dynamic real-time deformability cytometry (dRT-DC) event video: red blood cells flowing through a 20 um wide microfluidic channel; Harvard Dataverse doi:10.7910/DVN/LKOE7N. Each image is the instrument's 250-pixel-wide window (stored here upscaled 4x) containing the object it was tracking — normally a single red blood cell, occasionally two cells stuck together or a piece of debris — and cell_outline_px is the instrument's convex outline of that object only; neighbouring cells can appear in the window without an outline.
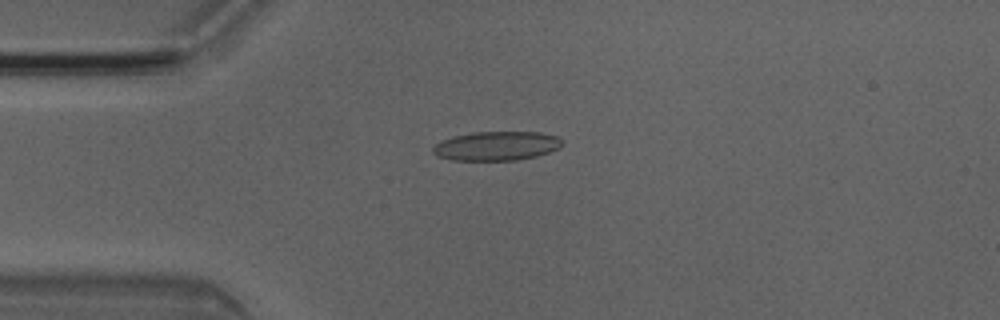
{"species": "Egyptian fruit bat (a non-hibernating species)", "species_latin": "Rousettus aegyptiacus", "temperature_condition": "room temperature", "stored_images_in_passage": 50, "camera_frame_rate_fps": 3000, "um_per_image_px": 0.085, "animal": {"sex": "male"}, "frame": {"image": 1, "passage_image": 12, "time_ms": 3.667, "image_size_px": [1000, 320], "cell_outline_px": [[564, 144], [560, 148], [536, 156], [516, 160], [452, 160], [440, 156], [432, 152], [432, 148], [440, 140], [452, 136], [472, 132], [540, 132], [556, 136], [564, 140]], "centroid_in_image_um": [42.22, 12.39], "position_along_channel_um": 42.8, "area_um2": 22.02}}
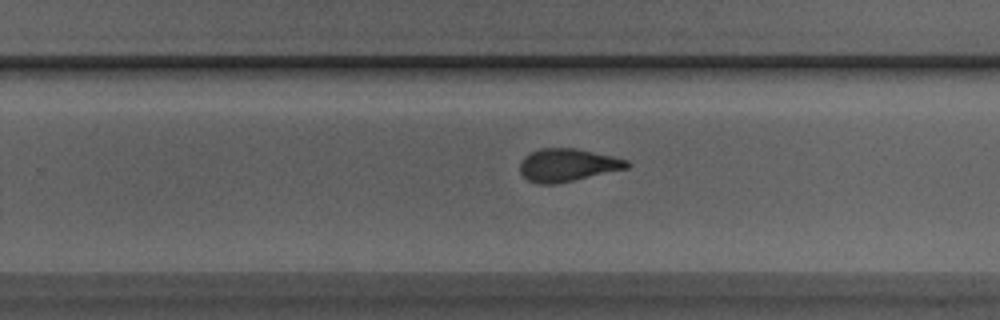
{"frame": {"image": 2, "passage_image": 31, "time_ms": 10.0, "image_size_px": [1000, 320], "cell_outline_px": [[632, 164], [628, 168], [556, 184], [540, 184], [528, 180], [520, 172], [520, 164], [524, 156], [528, 152], [540, 148], [576, 148], [612, 156], [628, 160]], "centroid_in_image_um": [48.23, 14.02], "position_along_channel_um": 281.6, "area_um2": 20.52}}
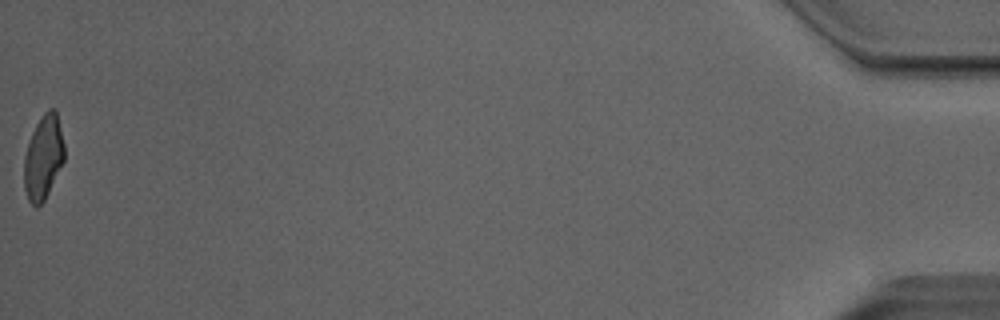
{"frame": {"image": 3, "passage_image": 50, "time_ms": 16.333, "image_size_px": [1000, 320], "cell_outline_px": [[64, 160], [44, 200], [36, 208], [28, 200], [24, 188], [24, 156], [28, 140], [36, 124], [44, 112], [48, 108], [56, 108], [64, 144]], "centroid_in_image_um": [3.67, 13.34], "position_along_channel_um": 431.5, "area_um2": 19.77}, "authors_computed_cell_mechanics": {"area_um2": 20.9236, "velocity_mm_per_s": 4.0612, "shape_relaxation_time_tau1_ms": 9.7008, "shape_relaxation_time_tau2_ms": 1.8715, "deformation_change_tau1": 0.2403, "deformation_change_tau2": 0.0966}}